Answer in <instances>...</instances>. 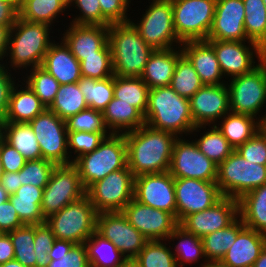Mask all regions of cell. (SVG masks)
<instances>
[{
	"mask_svg": "<svg viewBox=\"0 0 266 267\" xmlns=\"http://www.w3.org/2000/svg\"><path fill=\"white\" fill-rule=\"evenodd\" d=\"M127 166L134 177L169 171L175 134L150 127L146 123L124 133Z\"/></svg>",
	"mask_w": 266,
	"mask_h": 267,
	"instance_id": "obj_1",
	"label": "cell"
},
{
	"mask_svg": "<svg viewBox=\"0 0 266 267\" xmlns=\"http://www.w3.org/2000/svg\"><path fill=\"white\" fill-rule=\"evenodd\" d=\"M52 28L45 23L28 22L18 17L10 29L4 65L10 68V71L13 68L14 73H17L16 70H19V73L21 69L22 72L24 69L27 71L29 68L41 66L50 45L55 41L50 34L55 33L51 32Z\"/></svg>",
	"mask_w": 266,
	"mask_h": 267,
	"instance_id": "obj_2",
	"label": "cell"
},
{
	"mask_svg": "<svg viewBox=\"0 0 266 267\" xmlns=\"http://www.w3.org/2000/svg\"><path fill=\"white\" fill-rule=\"evenodd\" d=\"M145 123L152 128L167 131L177 137H187L195 125L190 101L178 95L170 86L149 89Z\"/></svg>",
	"mask_w": 266,
	"mask_h": 267,
	"instance_id": "obj_3",
	"label": "cell"
},
{
	"mask_svg": "<svg viewBox=\"0 0 266 267\" xmlns=\"http://www.w3.org/2000/svg\"><path fill=\"white\" fill-rule=\"evenodd\" d=\"M108 44L116 76L141 77L154 49L140 36L131 21L109 25Z\"/></svg>",
	"mask_w": 266,
	"mask_h": 267,
	"instance_id": "obj_4",
	"label": "cell"
},
{
	"mask_svg": "<svg viewBox=\"0 0 266 267\" xmlns=\"http://www.w3.org/2000/svg\"><path fill=\"white\" fill-rule=\"evenodd\" d=\"M73 164L86 190L108 174L126 168L127 143L124 134L112 133L105 137L94 151L81 155Z\"/></svg>",
	"mask_w": 266,
	"mask_h": 267,
	"instance_id": "obj_5",
	"label": "cell"
},
{
	"mask_svg": "<svg viewBox=\"0 0 266 267\" xmlns=\"http://www.w3.org/2000/svg\"><path fill=\"white\" fill-rule=\"evenodd\" d=\"M216 183L222 196L238 200L266 184V165L248 161L235 150L218 165Z\"/></svg>",
	"mask_w": 266,
	"mask_h": 267,
	"instance_id": "obj_6",
	"label": "cell"
},
{
	"mask_svg": "<svg viewBox=\"0 0 266 267\" xmlns=\"http://www.w3.org/2000/svg\"><path fill=\"white\" fill-rule=\"evenodd\" d=\"M97 214L90 198L85 195L48 217L45 222L52 230L55 239L84 244L96 230Z\"/></svg>",
	"mask_w": 266,
	"mask_h": 267,
	"instance_id": "obj_7",
	"label": "cell"
},
{
	"mask_svg": "<svg viewBox=\"0 0 266 267\" xmlns=\"http://www.w3.org/2000/svg\"><path fill=\"white\" fill-rule=\"evenodd\" d=\"M226 82L230 112L250 115L259 120L263 107L266 108V58L251 72Z\"/></svg>",
	"mask_w": 266,
	"mask_h": 267,
	"instance_id": "obj_8",
	"label": "cell"
},
{
	"mask_svg": "<svg viewBox=\"0 0 266 267\" xmlns=\"http://www.w3.org/2000/svg\"><path fill=\"white\" fill-rule=\"evenodd\" d=\"M142 18L136 23L141 38L154 50L181 46L183 43L176 35L173 25L171 0H151ZM176 44V45H175Z\"/></svg>",
	"mask_w": 266,
	"mask_h": 267,
	"instance_id": "obj_9",
	"label": "cell"
},
{
	"mask_svg": "<svg viewBox=\"0 0 266 267\" xmlns=\"http://www.w3.org/2000/svg\"><path fill=\"white\" fill-rule=\"evenodd\" d=\"M173 25L182 41L207 40L215 15L216 0H171Z\"/></svg>",
	"mask_w": 266,
	"mask_h": 267,
	"instance_id": "obj_10",
	"label": "cell"
},
{
	"mask_svg": "<svg viewBox=\"0 0 266 267\" xmlns=\"http://www.w3.org/2000/svg\"><path fill=\"white\" fill-rule=\"evenodd\" d=\"M134 178L127 166L93 183L86 195L97 213L122 212L134 198Z\"/></svg>",
	"mask_w": 266,
	"mask_h": 267,
	"instance_id": "obj_11",
	"label": "cell"
},
{
	"mask_svg": "<svg viewBox=\"0 0 266 267\" xmlns=\"http://www.w3.org/2000/svg\"><path fill=\"white\" fill-rule=\"evenodd\" d=\"M86 195V189L76 166L56 165L48 184L43 189L41 210L45 219L59 212L66 205Z\"/></svg>",
	"mask_w": 266,
	"mask_h": 267,
	"instance_id": "obj_12",
	"label": "cell"
},
{
	"mask_svg": "<svg viewBox=\"0 0 266 267\" xmlns=\"http://www.w3.org/2000/svg\"><path fill=\"white\" fill-rule=\"evenodd\" d=\"M39 143L42 158L56 165L71 164L65 121L46 108L29 122Z\"/></svg>",
	"mask_w": 266,
	"mask_h": 267,
	"instance_id": "obj_13",
	"label": "cell"
},
{
	"mask_svg": "<svg viewBox=\"0 0 266 267\" xmlns=\"http://www.w3.org/2000/svg\"><path fill=\"white\" fill-rule=\"evenodd\" d=\"M206 41L213 47L226 79L251 72L266 58V51L254 41Z\"/></svg>",
	"mask_w": 266,
	"mask_h": 267,
	"instance_id": "obj_14",
	"label": "cell"
},
{
	"mask_svg": "<svg viewBox=\"0 0 266 267\" xmlns=\"http://www.w3.org/2000/svg\"><path fill=\"white\" fill-rule=\"evenodd\" d=\"M178 137L173 145L169 173L173 178H194L216 182L218 165L208 159L194 140Z\"/></svg>",
	"mask_w": 266,
	"mask_h": 267,
	"instance_id": "obj_15",
	"label": "cell"
},
{
	"mask_svg": "<svg viewBox=\"0 0 266 267\" xmlns=\"http://www.w3.org/2000/svg\"><path fill=\"white\" fill-rule=\"evenodd\" d=\"M174 187L178 223L192 213L207 210L223 197L216 182L174 178Z\"/></svg>",
	"mask_w": 266,
	"mask_h": 267,
	"instance_id": "obj_16",
	"label": "cell"
},
{
	"mask_svg": "<svg viewBox=\"0 0 266 267\" xmlns=\"http://www.w3.org/2000/svg\"><path fill=\"white\" fill-rule=\"evenodd\" d=\"M96 231L111 241L127 260L134 259L148 241L122 212L98 213Z\"/></svg>",
	"mask_w": 266,
	"mask_h": 267,
	"instance_id": "obj_17",
	"label": "cell"
},
{
	"mask_svg": "<svg viewBox=\"0 0 266 267\" xmlns=\"http://www.w3.org/2000/svg\"><path fill=\"white\" fill-rule=\"evenodd\" d=\"M122 213L148 241L167 240L179 225L173 214L141 204L134 198L124 207Z\"/></svg>",
	"mask_w": 266,
	"mask_h": 267,
	"instance_id": "obj_18",
	"label": "cell"
},
{
	"mask_svg": "<svg viewBox=\"0 0 266 267\" xmlns=\"http://www.w3.org/2000/svg\"><path fill=\"white\" fill-rule=\"evenodd\" d=\"M134 199L141 204L166 211L176 217L174 178L169 171L135 177Z\"/></svg>",
	"mask_w": 266,
	"mask_h": 267,
	"instance_id": "obj_19",
	"label": "cell"
},
{
	"mask_svg": "<svg viewBox=\"0 0 266 267\" xmlns=\"http://www.w3.org/2000/svg\"><path fill=\"white\" fill-rule=\"evenodd\" d=\"M239 217V203L237 199L223 196L207 210L186 216L179 225L187 232L203 238L204 236L224 229Z\"/></svg>",
	"mask_w": 266,
	"mask_h": 267,
	"instance_id": "obj_20",
	"label": "cell"
},
{
	"mask_svg": "<svg viewBox=\"0 0 266 267\" xmlns=\"http://www.w3.org/2000/svg\"><path fill=\"white\" fill-rule=\"evenodd\" d=\"M189 101L195 127L215 125L230 112L229 92L226 84H204Z\"/></svg>",
	"mask_w": 266,
	"mask_h": 267,
	"instance_id": "obj_21",
	"label": "cell"
},
{
	"mask_svg": "<svg viewBox=\"0 0 266 267\" xmlns=\"http://www.w3.org/2000/svg\"><path fill=\"white\" fill-rule=\"evenodd\" d=\"M242 0H216L215 15L207 40L251 41L244 29Z\"/></svg>",
	"mask_w": 266,
	"mask_h": 267,
	"instance_id": "obj_22",
	"label": "cell"
},
{
	"mask_svg": "<svg viewBox=\"0 0 266 267\" xmlns=\"http://www.w3.org/2000/svg\"><path fill=\"white\" fill-rule=\"evenodd\" d=\"M68 24L61 40L79 62L96 55L108 44L109 26Z\"/></svg>",
	"mask_w": 266,
	"mask_h": 267,
	"instance_id": "obj_23",
	"label": "cell"
},
{
	"mask_svg": "<svg viewBox=\"0 0 266 267\" xmlns=\"http://www.w3.org/2000/svg\"><path fill=\"white\" fill-rule=\"evenodd\" d=\"M183 54L194 66L205 85L226 84L216 53L206 40L185 41L181 44Z\"/></svg>",
	"mask_w": 266,
	"mask_h": 267,
	"instance_id": "obj_24",
	"label": "cell"
},
{
	"mask_svg": "<svg viewBox=\"0 0 266 267\" xmlns=\"http://www.w3.org/2000/svg\"><path fill=\"white\" fill-rule=\"evenodd\" d=\"M59 42L54 41L50 45L41 67L50 73L60 85L78 83L82 77L80 62L61 39Z\"/></svg>",
	"mask_w": 266,
	"mask_h": 267,
	"instance_id": "obj_25",
	"label": "cell"
},
{
	"mask_svg": "<svg viewBox=\"0 0 266 267\" xmlns=\"http://www.w3.org/2000/svg\"><path fill=\"white\" fill-rule=\"evenodd\" d=\"M266 247V235L244 227L221 259L229 267H252Z\"/></svg>",
	"mask_w": 266,
	"mask_h": 267,
	"instance_id": "obj_26",
	"label": "cell"
},
{
	"mask_svg": "<svg viewBox=\"0 0 266 267\" xmlns=\"http://www.w3.org/2000/svg\"><path fill=\"white\" fill-rule=\"evenodd\" d=\"M182 54L181 46L157 49L151 53L141 76L149 89L170 86L177 60Z\"/></svg>",
	"mask_w": 266,
	"mask_h": 267,
	"instance_id": "obj_27",
	"label": "cell"
},
{
	"mask_svg": "<svg viewBox=\"0 0 266 267\" xmlns=\"http://www.w3.org/2000/svg\"><path fill=\"white\" fill-rule=\"evenodd\" d=\"M45 109L33 90L24 81L18 80L11 90L8 110L1 122L29 123Z\"/></svg>",
	"mask_w": 266,
	"mask_h": 267,
	"instance_id": "obj_28",
	"label": "cell"
},
{
	"mask_svg": "<svg viewBox=\"0 0 266 267\" xmlns=\"http://www.w3.org/2000/svg\"><path fill=\"white\" fill-rule=\"evenodd\" d=\"M106 127L113 134H124L145 124L144 115L129 103L113 98L103 111Z\"/></svg>",
	"mask_w": 266,
	"mask_h": 267,
	"instance_id": "obj_29",
	"label": "cell"
},
{
	"mask_svg": "<svg viewBox=\"0 0 266 267\" xmlns=\"http://www.w3.org/2000/svg\"><path fill=\"white\" fill-rule=\"evenodd\" d=\"M0 136L27 161L42 158L39 143L29 123L0 122Z\"/></svg>",
	"mask_w": 266,
	"mask_h": 267,
	"instance_id": "obj_30",
	"label": "cell"
},
{
	"mask_svg": "<svg viewBox=\"0 0 266 267\" xmlns=\"http://www.w3.org/2000/svg\"><path fill=\"white\" fill-rule=\"evenodd\" d=\"M238 203L244 225L266 235V184L244 194Z\"/></svg>",
	"mask_w": 266,
	"mask_h": 267,
	"instance_id": "obj_31",
	"label": "cell"
},
{
	"mask_svg": "<svg viewBox=\"0 0 266 267\" xmlns=\"http://www.w3.org/2000/svg\"><path fill=\"white\" fill-rule=\"evenodd\" d=\"M176 242L172 243V253L176 259L178 267H185V264H197L202 258L203 263H201L198 267H202L206 262L202 238H199L193 235L190 232H187L184 228L178 225L175 230L169 235L166 241ZM174 247V248H173Z\"/></svg>",
	"mask_w": 266,
	"mask_h": 267,
	"instance_id": "obj_32",
	"label": "cell"
},
{
	"mask_svg": "<svg viewBox=\"0 0 266 267\" xmlns=\"http://www.w3.org/2000/svg\"><path fill=\"white\" fill-rule=\"evenodd\" d=\"M215 124L233 148H237L258 132L259 120L246 114L227 113Z\"/></svg>",
	"mask_w": 266,
	"mask_h": 267,
	"instance_id": "obj_33",
	"label": "cell"
},
{
	"mask_svg": "<svg viewBox=\"0 0 266 267\" xmlns=\"http://www.w3.org/2000/svg\"><path fill=\"white\" fill-rule=\"evenodd\" d=\"M208 127L209 128L206 130V125L196 126L190 133V137L194 136L193 140L198 146V149L208 159H211L213 162L219 165L235 151V148L229 144L216 125H208ZM203 129L205 130L204 132L201 131ZM197 132H200L199 139H195V136L198 137Z\"/></svg>",
	"mask_w": 266,
	"mask_h": 267,
	"instance_id": "obj_34",
	"label": "cell"
},
{
	"mask_svg": "<svg viewBox=\"0 0 266 267\" xmlns=\"http://www.w3.org/2000/svg\"><path fill=\"white\" fill-rule=\"evenodd\" d=\"M90 267H121L126 257L96 230L84 242Z\"/></svg>",
	"mask_w": 266,
	"mask_h": 267,
	"instance_id": "obj_35",
	"label": "cell"
},
{
	"mask_svg": "<svg viewBox=\"0 0 266 267\" xmlns=\"http://www.w3.org/2000/svg\"><path fill=\"white\" fill-rule=\"evenodd\" d=\"M19 18L33 23H45L49 26L69 10L60 0H18Z\"/></svg>",
	"mask_w": 266,
	"mask_h": 267,
	"instance_id": "obj_36",
	"label": "cell"
},
{
	"mask_svg": "<svg viewBox=\"0 0 266 267\" xmlns=\"http://www.w3.org/2000/svg\"><path fill=\"white\" fill-rule=\"evenodd\" d=\"M245 227L238 217L224 229L211 232L202 238L203 249L207 261H218L223 258L228 249L234 244L238 233Z\"/></svg>",
	"mask_w": 266,
	"mask_h": 267,
	"instance_id": "obj_37",
	"label": "cell"
},
{
	"mask_svg": "<svg viewBox=\"0 0 266 267\" xmlns=\"http://www.w3.org/2000/svg\"><path fill=\"white\" fill-rule=\"evenodd\" d=\"M47 267H90L84 244L55 239L48 252Z\"/></svg>",
	"mask_w": 266,
	"mask_h": 267,
	"instance_id": "obj_38",
	"label": "cell"
},
{
	"mask_svg": "<svg viewBox=\"0 0 266 267\" xmlns=\"http://www.w3.org/2000/svg\"><path fill=\"white\" fill-rule=\"evenodd\" d=\"M79 90L89 108L103 112L114 98V76L105 79L81 77Z\"/></svg>",
	"mask_w": 266,
	"mask_h": 267,
	"instance_id": "obj_39",
	"label": "cell"
},
{
	"mask_svg": "<svg viewBox=\"0 0 266 267\" xmlns=\"http://www.w3.org/2000/svg\"><path fill=\"white\" fill-rule=\"evenodd\" d=\"M149 87L141 77L114 75V98L137 108L143 115L148 106Z\"/></svg>",
	"mask_w": 266,
	"mask_h": 267,
	"instance_id": "obj_40",
	"label": "cell"
},
{
	"mask_svg": "<svg viewBox=\"0 0 266 267\" xmlns=\"http://www.w3.org/2000/svg\"><path fill=\"white\" fill-rule=\"evenodd\" d=\"M87 108L78 83L60 85L54 101L48 107L64 121Z\"/></svg>",
	"mask_w": 266,
	"mask_h": 267,
	"instance_id": "obj_41",
	"label": "cell"
},
{
	"mask_svg": "<svg viewBox=\"0 0 266 267\" xmlns=\"http://www.w3.org/2000/svg\"><path fill=\"white\" fill-rule=\"evenodd\" d=\"M245 18L244 29L247 37L266 51V6L263 0H242Z\"/></svg>",
	"mask_w": 266,
	"mask_h": 267,
	"instance_id": "obj_42",
	"label": "cell"
},
{
	"mask_svg": "<svg viewBox=\"0 0 266 267\" xmlns=\"http://www.w3.org/2000/svg\"><path fill=\"white\" fill-rule=\"evenodd\" d=\"M203 85L192 63L182 54L177 60L170 87L181 97L190 99Z\"/></svg>",
	"mask_w": 266,
	"mask_h": 267,
	"instance_id": "obj_43",
	"label": "cell"
},
{
	"mask_svg": "<svg viewBox=\"0 0 266 267\" xmlns=\"http://www.w3.org/2000/svg\"><path fill=\"white\" fill-rule=\"evenodd\" d=\"M168 243L169 245L166 240L147 241L134 261L140 267H178L172 253L171 243Z\"/></svg>",
	"mask_w": 266,
	"mask_h": 267,
	"instance_id": "obj_44",
	"label": "cell"
},
{
	"mask_svg": "<svg viewBox=\"0 0 266 267\" xmlns=\"http://www.w3.org/2000/svg\"><path fill=\"white\" fill-rule=\"evenodd\" d=\"M27 72L29 73L27 74ZM22 76V80L33 90L44 106L48 108L58 92L59 82L41 66L27 70L26 77Z\"/></svg>",
	"mask_w": 266,
	"mask_h": 267,
	"instance_id": "obj_45",
	"label": "cell"
},
{
	"mask_svg": "<svg viewBox=\"0 0 266 267\" xmlns=\"http://www.w3.org/2000/svg\"><path fill=\"white\" fill-rule=\"evenodd\" d=\"M14 248V259L27 267H36L34 251L35 225H22L7 233Z\"/></svg>",
	"mask_w": 266,
	"mask_h": 267,
	"instance_id": "obj_46",
	"label": "cell"
},
{
	"mask_svg": "<svg viewBox=\"0 0 266 267\" xmlns=\"http://www.w3.org/2000/svg\"><path fill=\"white\" fill-rule=\"evenodd\" d=\"M111 134V132L68 131L67 142L71 163L81 155L94 151L104 138Z\"/></svg>",
	"mask_w": 266,
	"mask_h": 267,
	"instance_id": "obj_47",
	"label": "cell"
},
{
	"mask_svg": "<svg viewBox=\"0 0 266 267\" xmlns=\"http://www.w3.org/2000/svg\"><path fill=\"white\" fill-rule=\"evenodd\" d=\"M81 75L94 79L114 76L111 49L107 44L96 55L87 56L80 62Z\"/></svg>",
	"mask_w": 266,
	"mask_h": 267,
	"instance_id": "obj_48",
	"label": "cell"
},
{
	"mask_svg": "<svg viewBox=\"0 0 266 267\" xmlns=\"http://www.w3.org/2000/svg\"><path fill=\"white\" fill-rule=\"evenodd\" d=\"M56 164L43 158L26 161L20 170L22 185L32 184L39 188H45Z\"/></svg>",
	"mask_w": 266,
	"mask_h": 267,
	"instance_id": "obj_49",
	"label": "cell"
},
{
	"mask_svg": "<svg viewBox=\"0 0 266 267\" xmlns=\"http://www.w3.org/2000/svg\"><path fill=\"white\" fill-rule=\"evenodd\" d=\"M67 131L110 132L106 127L103 112L87 108L65 120Z\"/></svg>",
	"mask_w": 266,
	"mask_h": 267,
	"instance_id": "obj_50",
	"label": "cell"
},
{
	"mask_svg": "<svg viewBox=\"0 0 266 267\" xmlns=\"http://www.w3.org/2000/svg\"><path fill=\"white\" fill-rule=\"evenodd\" d=\"M79 10L72 15V24L109 26L111 23L102 15L99 0H73L70 7ZM75 16V17H74Z\"/></svg>",
	"mask_w": 266,
	"mask_h": 267,
	"instance_id": "obj_51",
	"label": "cell"
},
{
	"mask_svg": "<svg viewBox=\"0 0 266 267\" xmlns=\"http://www.w3.org/2000/svg\"><path fill=\"white\" fill-rule=\"evenodd\" d=\"M9 200L23 224L36 225L45 222L46 219L41 210L42 200L17 199L13 195L9 196Z\"/></svg>",
	"mask_w": 266,
	"mask_h": 267,
	"instance_id": "obj_52",
	"label": "cell"
},
{
	"mask_svg": "<svg viewBox=\"0 0 266 267\" xmlns=\"http://www.w3.org/2000/svg\"><path fill=\"white\" fill-rule=\"evenodd\" d=\"M55 240L54 234L46 222L35 225L34 251L36 267H47L48 252Z\"/></svg>",
	"mask_w": 266,
	"mask_h": 267,
	"instance_id": "obj_53",
	"label": "cell"
},
{
	"mask_svg": "<svg viewBox=\"0 0 266 267\" xmlns=\"http://www.w3.org/2000/svg\"><path fill=\"white\" fill-rule=\"evenodd\" d=\"M235 150L248 161L266 165V139L259 131Z\"/></svg>",
	"mask_w": 266,
	"mask_h": 267,
	"instance_id": "obj_54",
	"label": "cell"
},
{
	"mask_svg": "<svg viewBox=\"0 0 266 267\" xmlns=\"http://www.w3.org/2000/svg\"><path fill=\"white\" fill-rule=\"evenodd\" d=\"M102 15L111 23L130 21L128 13L131 0H99Z\"/></svg>",
	"mask_w": 266,
	"mask_h": 267,
	"instance_id": "obj_55",
	"label": "cell"
},
{
	"mask_svg": "<svg viewBox=\"0 0 266 267\" xmlns=\"http://www.w3.org/2000/svg\"><path fill=\"white\" fill-rule=\"evenodd\" d=\"M0 158L4 172H19L26 159L0 136Z\"/></svg>",
	"mask_w": 266,
	"mask_h": 267,
	"instance_id": "obj_56",
	"label": "cell"
},
{
	"mask_svg": "<svg viewBox=\"0 0 266 267\" xmlns=\"http://www.w3.org/2000/svg\"><path fill=\"white\" fill-rule=\"evenodd\" d=\"M9 71V72H8ZM12 74L4 63H0V122L4 119L8 110L9 98L11 90L16 83V80H20Z\"/></svg>",
	"mask_w": 266,
	"mask_h": 267,
	"instance_id": "obj_57",
	"label": "cell"
},
{
	"mask_svg": "<svg viewBox=\"0 0 266 267\" xmlns=\"http://www.w3.org/2000/svg\"><path fill=\"white\" fill-rule=\"evenodd\" d=\"M24 225L10 200L0 204V231L9 233Z\"/></svg>",
	"mask_w": 266,
	"mask_h": 267,
	"instance_id": "obj_58",
	"label": "cell"
},
{
	"mask_svg": "<svg viewBox=\"0 0 266 267\" xmlns=\"http://www.w3.org/2000/svg\"><path fill=\"white\" fill-rule=\"evenodd\" d=\"M18 17V0H0V25L11 29Z\"/></svg>",
	"mask_w": 266,
	"mask_h": 267,
	"instance_id": "obj_59",
	"label": "cell"
},
{
	"mask_svg": "<svg viewBox=\"0 0 266 267\" xmlns=\"http://www.w3.org/2000/svg\"><path fill=\"white\" fill-rule=\"evenodd\" d=\"M17 199L26 200H42L43 199V188L36 187L32 184L22 185L13 194Z\"/></svg>",
	"mask_w": 266,
	"mask_h": 267,
	"instance_id": "obj_60",
	"label": "cell"
},
{
	"mask_svg": "<svg viewBox=\"0 0 266 267\" xmlns=\"http://www.w3.org/2000/svg\"><path fill=\"white\" fill-rule=\"evenodd\" d=\"M1 185L9 195H13L22 186L19 172H4Z\"/></svg>",
	"mask_w": 266,
	"mask_h": 267,
	"instance_id": "obj_61",
	"label": "cell"
},
{
	"mask_svg": "<svg viewBox=\"0 0 266 267\" xmlns=\"http://www.w3.org/2000/svg\"><path fill=\"white\" fill-rule=\"evenodd\" d=\"M14 259V248L10 236L3 233L0 236V265Z\"/></svg>",
	"mask_w": 266,
	"mask_h": 267,
	"instance_id": "obj_62",
	"label": "cell"
},
{
	"mask_svg": "<svg viewBox=\"0 0 266 267\" xmlns=\"http://www.w3.org/2000/svg\"><path fill=\"white\" fill-rule=\"evenodd\" d=\"M9 33V27L0 25V63L5 62L3 61V59H6V54L8 51Z\"/></svg>",
	"mask_w": 266,
	"mask_h": 267,
	"instance_id": "obj_63",
	"label": "cell"
},
{
	"mask_svg": "<svg viewBox=\"0 0 266 267\" xmlns=\"http://www.w3.org/2000/svg\"><path fill=\"white\" fill-rule=\"evenodd\" d=\"M252 267H266V247L261 252L259 258L255 261Z\"/></svg>",
	"mask_w": 266,
	"mask_h": 267,
	"instance_id": "obj_64",
	"label": "cell"
},
{
	"mask_svg": "<svg viewBox=\"0 0 266 267\" xmlns=\"http://www.w3.org/2000/svg\"><path fill=\"white\" fill-rule=\"evenodd\" d=\"M266 112V110H265ZM258 131L264 136L266 139V113L262 115L259 119Z\"/></svg>",
	"mask_w": 266,
	"mask_h": 267,
	"instance_id": "obj_65",
	"label": "cell"
},
{
	"mask_svg": "<svg viewBox=\"0 0 266 267\" xmlns=\"http://www.w3.org/2000/svg\"><path fill=\"white\" fill-rule=\"evenodd\" d=\"M202 267H229L221 260L218 261H207Z\"/></svg>",
	"mask_w": 266,
	"mask_h": 267,
	"instance_id": "obj_66",
	"label": "cell"
},
{
	"mask_svg": "<svg viewBox=\"0 0 266 267\" xmlns=\"http://www.w3.org/2000/svg\"><path fill=\"white\" fill-rule=\"evenodd\" d=\"M0 267H27V266H24L17 260L13 259L4 264H1Z\"/></svg>",
	"mask_w": 266,
	"mask_h": 267,
	"instance_id": "obj_67",
	"label": "cell"
},
{
	"mask_svg": "<svg viewBox=\"0 0 266 267\" xmlns=\"http://www.w3.org/2000/svg\"><path fill=\"white\" fill-rule=\"evenodd\" d=\"M9 196L10 195L6 192V190L2 187V185L0 183V204L9 200Z\"/></svg>",
	"mask_w": 266,
	"mask_h": 267,
	"instance_id": "obj_68",
	"label": "cell"
},
{
	"mask_svg": "<svg viewBox=\"0 0 266 267\" xmlns=\"http://www.w3.org/2000/svg\"><path fill=\"white\" fill-rule=\"evenodd\" d=\"M121 267H140L134 259L127 260Z\"/></svg>",
	"mask_w": 266,
	"mask_h": 267,
	"instance_id": "obj_69",
	"label": "cell"
},
{
	"mask_svg": "<svg viewBox=\"0 0 266 267\" xmlns=\"http://www.w3.org/2000/svg\"><path fill=\"white\" fill-rule=\"evenodd\" d=\"M69 10L73 0H60Z\"/></svg>",
	"mask_w": 266,
	"mask_h": 267,
	"instance_id": "obj_70",
	"label": "cell"
},
{
	"mask_svg": "<svg viewBox=\"0 0 266 267\" xmlns=\"http://www.w3.org/2000/svg\"><path fill=\"white\" fill-rule=\"evenodd\" d=\"M3 175H4V169H3V165H2V162H1V158H0V182H1V179H2Z\"/></svg>",
	"mask_w": 266,
	"mask_h": 267,
	"instance_id": "obj_71",
	"label": "cell"
}]
</instances>
